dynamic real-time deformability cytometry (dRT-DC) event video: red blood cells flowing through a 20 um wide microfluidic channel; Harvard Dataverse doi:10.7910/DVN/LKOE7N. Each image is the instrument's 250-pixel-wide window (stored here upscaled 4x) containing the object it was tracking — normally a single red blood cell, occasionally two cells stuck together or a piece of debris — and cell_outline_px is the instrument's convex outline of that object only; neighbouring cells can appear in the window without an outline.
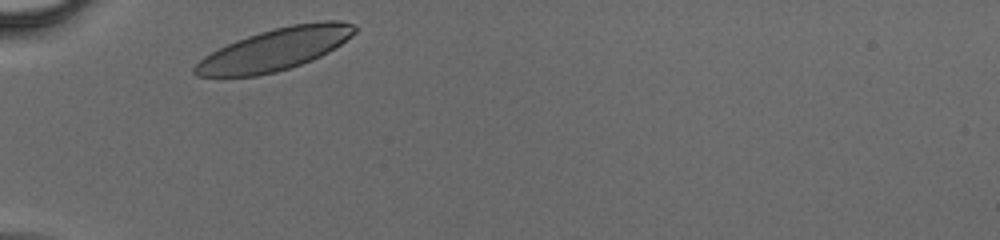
{"species": "human", "species_latin": "Homo sapiens", "temperature_condition": "cold", "stored_images_in_passage": 25, "camera_frame_rate_fps": 3000, "um_per_image_px": 0.085, "donor": {"sex": "male"}, "frame": {"image": 1, "passage_image": 1, "time_ms": 0.0, "image_size_px": [1000, 240], "cell_outline_px": [[360, 28], [352, 36], [328, 52], [312, 60], [276, 72], [256, 76], [196, 76], [192, 72], [192, 68], [204, 56], [236, 40], [260, 32], [292, 24], [324, 20], [340, 20], [352, 24]], "centroid_in_image_um": [23.4, 4.19], "position_along_channel_um": 61.6, "area_um2": 38.9}}
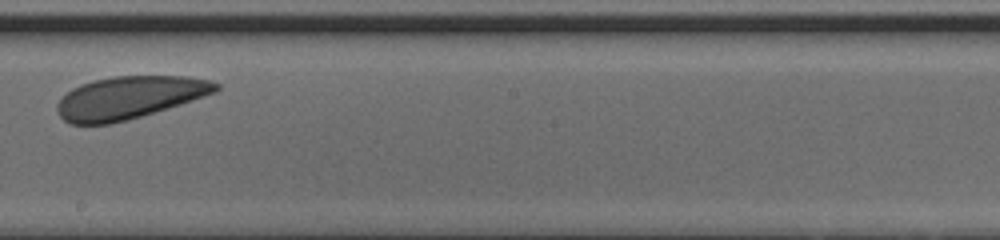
{"frame": {"image": 2, "passage_image": 14, "time_ms": 4.333, "image_size_px": [1000, 240], "cell_outline_px": [[220, 88], [216, 92], [180, 104], [128, 120], [112, 124], [72, 124], [64, 120], [60, 116], [56, 108], [56, 104], [72, 88], [80, 84], [92, 80], [116, 76], [188, 76], [212, 80], [220, 84]], "centroid_in_image_um": [11.0, 8.29], "position_along_channel_um": 237.2, "area_um2": 39.3}}
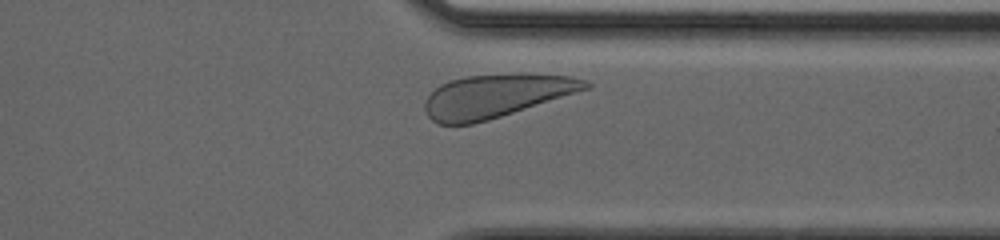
{"frame": {"image": 3, "passage_image": 23, "time_ms": 7.333, "image_size_px": [1000, 240], "cell_outline_px": [[592, 88], [488, 120], [472, 124], [436, 124], [428, 116], [424, 108], [424, 104], [428, 96], [440, 84], [448, 80], [464, 76], [520, 72], [572, 76], [584, 80], [592, 84]], "centroid_in_image_um": [42.19, 8.12], "position_along_channel_um": 369.2, "area_um2": 40.98}}